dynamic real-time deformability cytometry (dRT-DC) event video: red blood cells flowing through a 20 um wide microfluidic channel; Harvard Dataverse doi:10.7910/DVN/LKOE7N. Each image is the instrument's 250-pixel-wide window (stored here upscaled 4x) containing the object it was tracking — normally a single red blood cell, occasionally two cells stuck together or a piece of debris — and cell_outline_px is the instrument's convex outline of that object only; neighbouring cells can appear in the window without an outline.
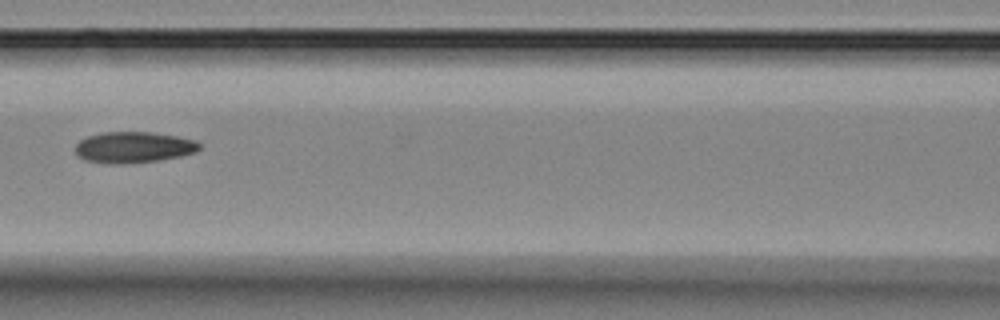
{"species": "Egyptian fruit bat (a non-hibernating species)", "species_latin": "Rousettus aegyptiacus", "temperature_condition": "room temperature", "stored_images_in_passage": 6, "camera_frame_rate_fps": 3000, "um_per_image_px": 0.085, "animal": {"sex": "female"}, "frame": {"image": 1, "passage_image": 4, "time_ms": 5.333, "image_size_px": [1000, 320], "cell_outline_px": [[200, 148], [196, 152], [180, 156], [156, 160], [120, 164], [108, 164], [84, 160], [76, 156], [76, 144], [80, 140], [88, 136], [100, 132], [152, 132], [176, 136], [196, 140], [200, 144]], "centroid_in_image_um": [11.32, 12.51], "position_along_channel_um": 155.3, "area_um2": 22.54}}
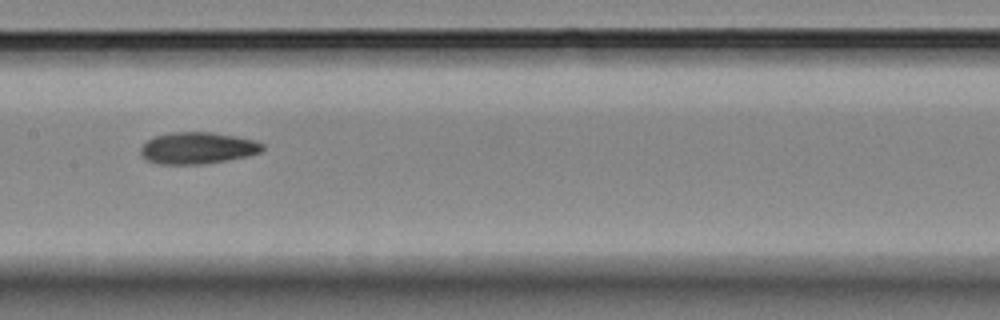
{"frame": {"image": 2, "passage_image": 5, "time_ms": 6.333, "image_size_px": [1000, 320], "cell_outline_px": [[264, 148], [260, 152], [248, 156], [228, 160], [200, 164], [156, 164], [144, 160], [140, 156], [140, 148], [152, 136], [172, 132], [212, 132], [236, 136], [256, 140], [264, 144]], "centroid_in_image_um": [16.77, 12.58], "position_along_channel_um": 190.6, "area_um2": 22.83}}
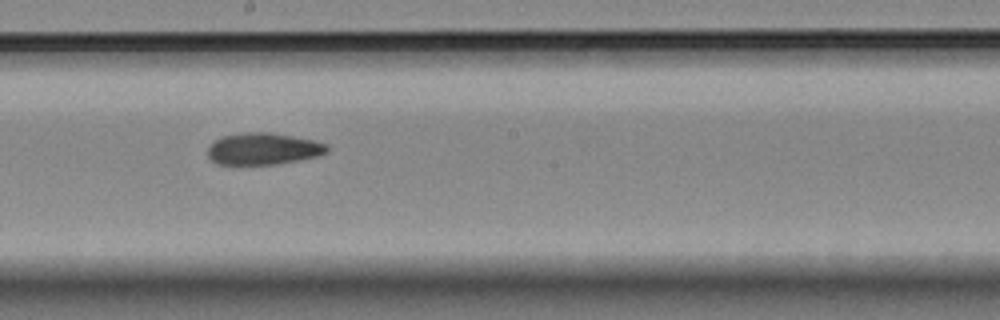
{"frame": {"image": 3, "passage_image": 6, "time_ms": 7.333, "image_size_px": [1000, 320], "cell_outline_px": [[328, 152], [316, 156], [276, 164], [216, 164], [208, 156], [208, 148], [216, 140], [224, 136], [244, 132], [268, 132], [292, 136], [312, 140], [328, 144]], "centroid_in_image_um": [22.37, 12.64], "position_along_channel_um": 225.8, "area_um2": 21.79}}